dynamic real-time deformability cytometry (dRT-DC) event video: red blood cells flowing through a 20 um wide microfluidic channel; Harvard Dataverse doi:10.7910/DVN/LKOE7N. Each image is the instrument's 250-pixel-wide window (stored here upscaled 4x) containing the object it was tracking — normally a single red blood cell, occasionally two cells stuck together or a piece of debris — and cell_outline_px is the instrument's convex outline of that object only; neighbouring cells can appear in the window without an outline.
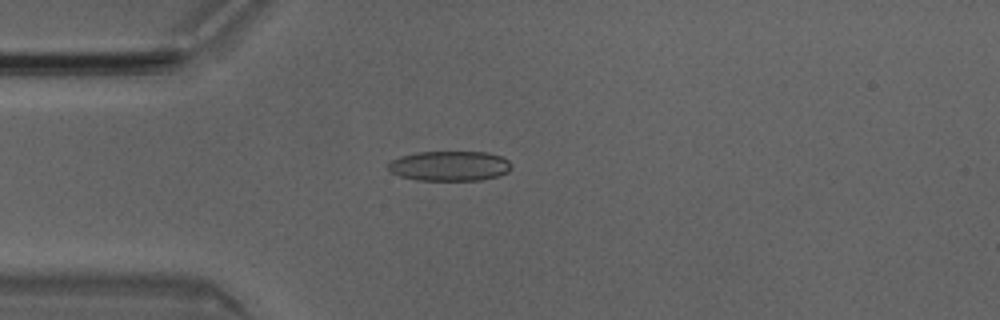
{"species": "Egyptian fruit bat (a non-hibernating species)", "species_latin": "Rousettus aegyptiacus", "temperature_condition": "room temperature", "stored_images_in_passage": 41, "camera_frame_rate_fps": 3000, "um_per_image_px": 0.085, "animal": {"sex": "male"}, "frame": {"image": 1, "passage_image": 13, "time_ms": 4.0, "image_size_px": [1000, 320], "cell_outline_px": [[512, 168], [508, 172], [500, 176], [480, 180], [416, 180], [400, 176], [392, 172], [388, 168], [388, 164], [392, 160], [400, 156], [416, 152], [488, 152], [500, 156], [508, 160], [512, 164]], "centroid_in_image_um": [38.25, 14.1], "position_along_channel_um": 46.7, "area_um2": 21.62}}
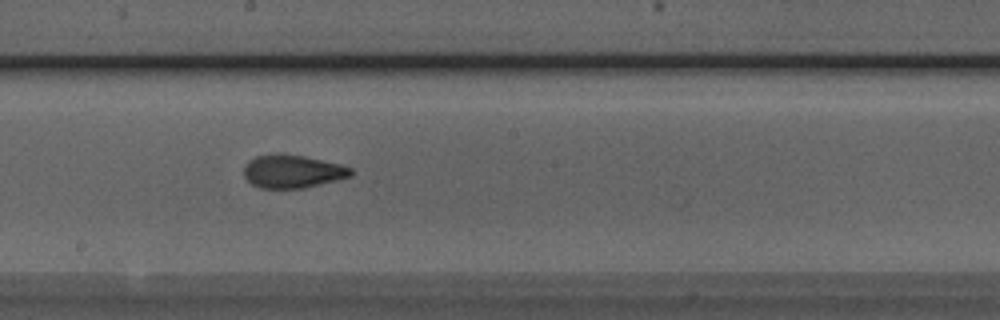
{"frame": {"image": 2, "passage_image": 27, "time_ms": 8.667, "image_size_px": [1000, 320], "cell_outline_px": [[352, 176], [304, 188], [260, 188], [252, 184], [244, 176], [244, 164], [248, 160], [256, 156], [276, 152], [280, 152], [304, 156], [340, 164], [352, 168]], "centroid_in_image_um": [24.83, 14.55], "position_along_channel_um": 223.4, "area_um2": 20.87}}
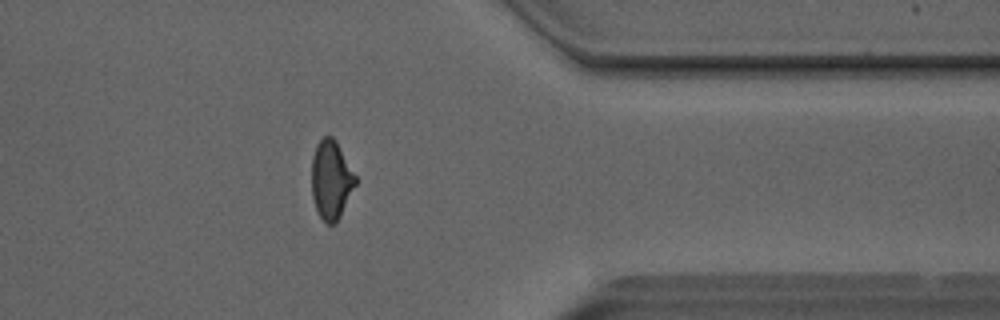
{"frame": {"image": 3, "passage_image": 40, "time_ms": 13.0, "image_size_px": [1000, 320], "cell_outline_px": [[356, 184], [336, 224], [328, 224], [320, 216], [316, 208], [312, 196], [312, 156], [316, 144], [324, 136], [332, 136], [336, 140], [356, 176]], "centroid_in_image_um": [28.14, 15.27], "position_along_channel_um": 383.3, "area_um2": 20.0}, "authors_computed_cell_mechanics": {"area_um2": 21.2126, "velocity_mm_per_s": 4.0455, "shape_relaxation_time_tau1_ms": 4.7642, "shape_relaxation_time_tau2_ms": 1.3145, "deformation_change_tau1": 0.1548, "deformation_change_tau2": 0.0799}}